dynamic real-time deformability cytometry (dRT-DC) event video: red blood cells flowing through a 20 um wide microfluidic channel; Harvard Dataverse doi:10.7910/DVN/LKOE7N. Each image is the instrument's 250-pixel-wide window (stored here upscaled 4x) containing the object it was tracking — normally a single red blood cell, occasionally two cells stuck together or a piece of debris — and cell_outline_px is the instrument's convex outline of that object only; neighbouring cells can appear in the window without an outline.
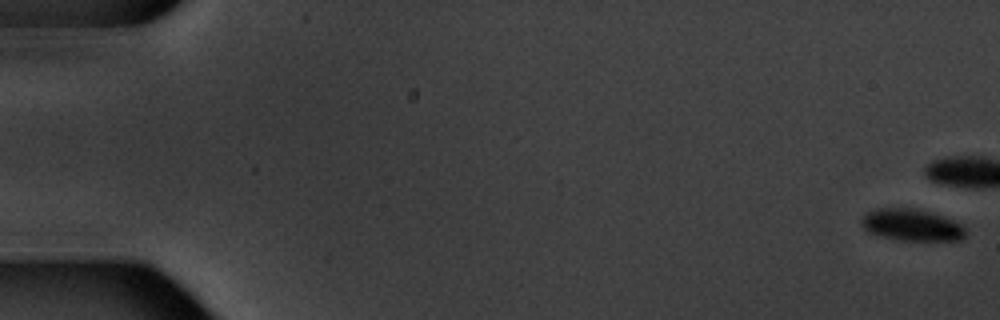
{"species": "common noctule bat (a hibernating species)", "species_latin": "Nyctalus noctula", "temperature_condition": "warm", "stored_images_in_passage": 10, "camera_frame_rate_fps": 3000, "um_per_image_px": 0.085, "animal": {"sex": "male", "body_mass_g": 20.1, "forearm_length_mm": 53.5}, "frame": {"image": 1, "passage_image": 1, "time_ms": 0.0, "image_size_px": [1000, 320], "cell_outline_px": [[964, 236], [960, 240], [900, 240], [868, 232], [860, 224], [860, 220], [868, 212], [876, 208], [916, 208], [944, 216], [960, 224], [964, 228]], "centroid_in_image_um": [77.47, 19.11], "position_along_channel_um": 7.5, "area_um2": 19.07}}